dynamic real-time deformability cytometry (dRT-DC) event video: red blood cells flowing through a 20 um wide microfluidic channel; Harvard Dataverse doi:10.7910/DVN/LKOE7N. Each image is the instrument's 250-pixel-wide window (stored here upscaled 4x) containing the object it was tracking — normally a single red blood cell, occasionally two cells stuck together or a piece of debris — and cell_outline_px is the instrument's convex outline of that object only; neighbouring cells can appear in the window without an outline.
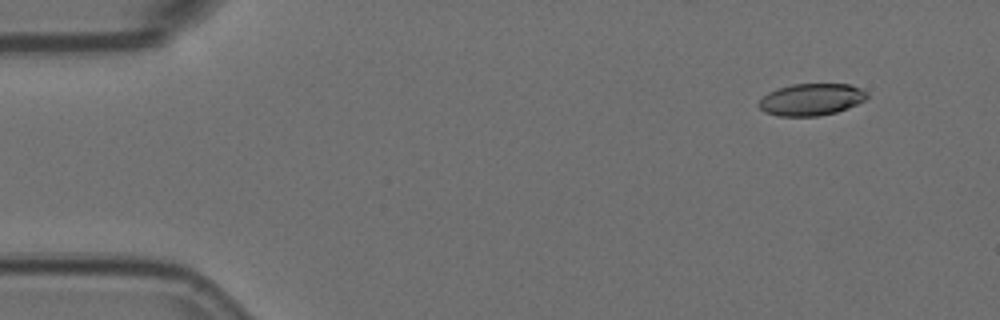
{"species": "Egyptian fruit bat (a non-hibernating species)", "species_latin": "Rousettus aegyptiacus", "temperature_condition": "room temperature", "stored_images_in_passage": 5, "camera_frame_rate_fps": 3000, "um_per_image_px": 0.085, "animal": {"sex": "female"}, "frame": {"image": 1, "passage_image": 2, "time_ms": 0.333, "image_size_px": [1000, 320], "cell_outline_px": [[868, 96], [864, 100], [848, 108], [836, 112], [820, 116], [776, 116], [764, 112], [756, 104], [768, 92], [776, 88], [792, 84], [848, 84], [860, 88], [868, 92]], "centroid_in_image_um": [68.93, 8.46], "position_along_channel_um": 16.1, "area_um2": 20.29}}
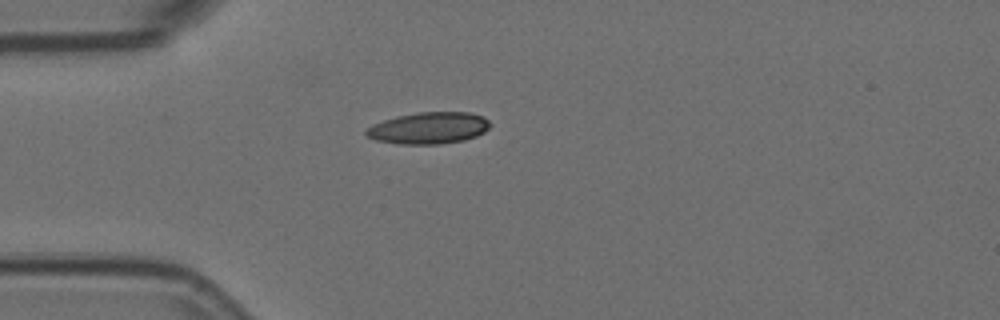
{"frame": {"image": 2, "passage_image": 5, "time_ms": 1.333, "image_size_px": [1000, 320], "cell_outline_px": [[492, 124], [484, 132], [476, 136], [464, 140], [440, 144], [400, 144], [376, 140], [368, 136], [364, 132], [372, 124], [396, 116], [416, 112], [468, 112], [484, 116]], "centroid_in_image_um": [36.46, 10.87], "position_along_channel_um": 48.5, "area_um2": 22.95}}